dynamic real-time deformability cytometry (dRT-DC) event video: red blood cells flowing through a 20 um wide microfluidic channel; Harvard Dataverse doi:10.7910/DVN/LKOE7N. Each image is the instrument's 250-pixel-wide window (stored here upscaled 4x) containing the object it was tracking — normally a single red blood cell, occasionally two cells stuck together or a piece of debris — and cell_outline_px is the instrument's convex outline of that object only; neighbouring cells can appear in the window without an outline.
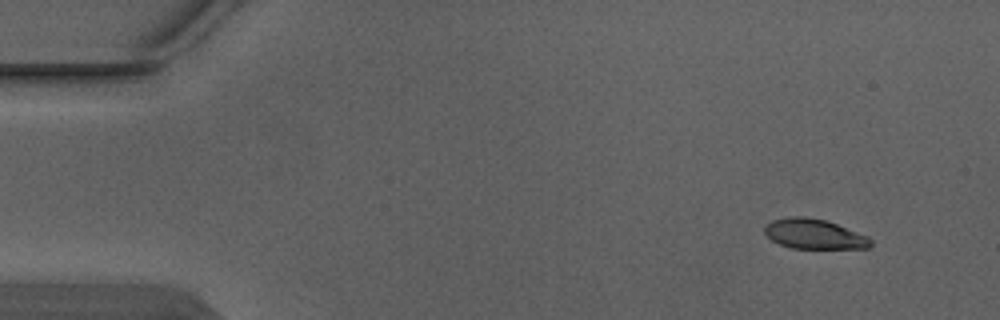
{"species": "Egyptian fruit bat (a non-hibernating species)", "species_latin": "Rousettus aegyptiacus", "temperature_condition": "warm", "stored_images_in_passage": 3, "camera_frame_rate_fps": 3000, "um_per_image_px": 0.085, "animal": {"sex": "male"}, "frame": {"image": 1, "passage_image": 1, "time_ms": 0.0, "image_size_px": [1000, 320], "cell_outline_px": [[872, 244], [868, 248], [792, 248], [780, 244], [772, 240], [764, 232], [764, 228], [772, 220], [788, 216], [804, 216], [824, 220], [836, 224], [868, 236], [872, 240]], "centroid_in_image_um": [69.2, 19.89], "position_along_channel_um": 15.8, "area_um2": 18.32}}
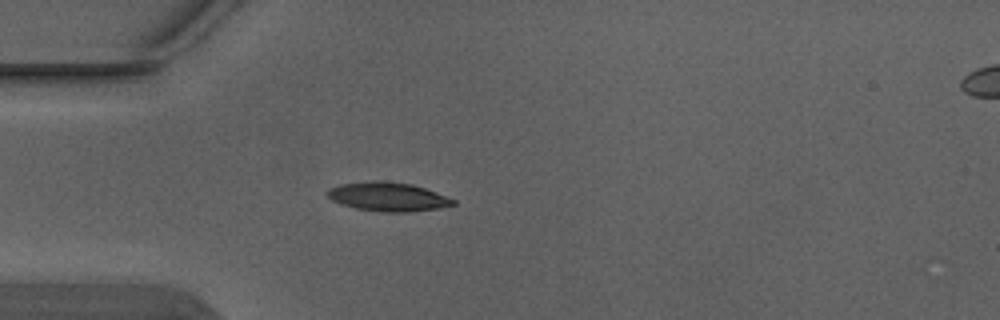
{"frame": {"image": 2, "passage_image": 3, "time_ms": 0.667, "image_size_px": [1000, 320], "cell_outline_px": [[456, 204], [440, 208], [408, 212], [384, 212], [356, 208], [332, 200], [324, 192], [328, 188], [340, 184], [372, 180], [384, 180], [412, 184], [436, 192], [456, 200]], "centroid_in_image_um": [32.97, 16.71], "position_along_channel_um": 52.0, "area_um2": 21.27}}